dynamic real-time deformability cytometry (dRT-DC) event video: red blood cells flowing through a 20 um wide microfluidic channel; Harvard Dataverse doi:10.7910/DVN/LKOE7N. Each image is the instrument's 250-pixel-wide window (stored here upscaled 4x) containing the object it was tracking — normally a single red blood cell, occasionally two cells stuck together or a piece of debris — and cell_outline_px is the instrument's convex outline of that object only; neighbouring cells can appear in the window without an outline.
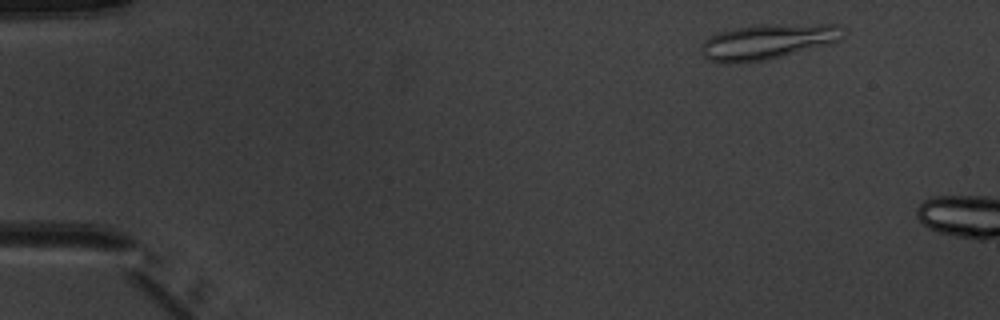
{"species": "common noctule bat (a hibernating species)", "species_latin": "Nyctalus noctula", "temperature_condition": "warm", "stored_images_in_passage": 2, "camera_frame_rate_fps": 3000, "um_per_image_px": 0.085, "animal": {"sex": "male", "body_mass_g": 20.1, "forearm_length_mm": 53.5}, "frame": {"image": 1, "passage_image": 1, "time_ms": 0.0, "image_size_px": [1000, 320], "cell_outline_px": [[848, 32], [840, 40], [828, 44], [768, 60], [728, 64], [724, 64], [708, 60], [700, 52], [700, 48], [704, 40], [720, 32], [732, 28], [756, 24], [840, 24]], "centroid_in_image_um": [65.27, 3.53], "position_along_channel_um": 19.7, "area_um2": 29.71}}